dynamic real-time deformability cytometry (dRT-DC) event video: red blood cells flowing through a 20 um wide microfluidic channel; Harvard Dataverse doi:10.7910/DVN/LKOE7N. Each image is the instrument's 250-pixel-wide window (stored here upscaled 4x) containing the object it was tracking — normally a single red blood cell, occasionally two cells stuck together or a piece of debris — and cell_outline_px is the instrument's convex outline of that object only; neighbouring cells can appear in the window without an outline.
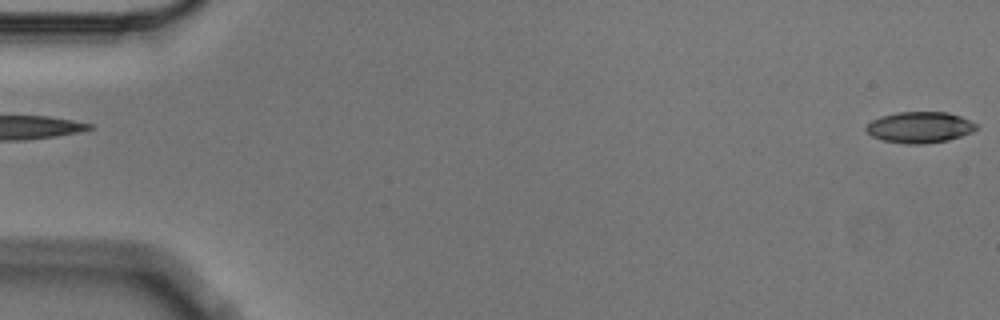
{"species": "Egyptian fruit bat (a non-hibernating species)", "species_latin": "Rousettus aegyptiacus", "temperature_condition": "cold", "stored_images_in_passage": 5, "segment_of_instrument_passage": [2, 2], "camera_frame_rate_fps": 3000, "um_per_image_px": 0.085, "animal": {"sex": "male"}, "frame": {"image": 1, "passage_image": 5, "time_ms": 1.333, "image_size_px": [1000, 320], "cell_outline_px": [[980, 128], [972, 132], [948, 140], [920, 144], [908, 144], [880, 140], [872, 136], [864, 128], [872, 120], [880, 116], [896, 112], [948, 112], [960, 116], [976, 124]], "centroid_in_image_um": [78.16, 10.82], "position_along_channel_um": 6.8, "area_um2": 20.0}}